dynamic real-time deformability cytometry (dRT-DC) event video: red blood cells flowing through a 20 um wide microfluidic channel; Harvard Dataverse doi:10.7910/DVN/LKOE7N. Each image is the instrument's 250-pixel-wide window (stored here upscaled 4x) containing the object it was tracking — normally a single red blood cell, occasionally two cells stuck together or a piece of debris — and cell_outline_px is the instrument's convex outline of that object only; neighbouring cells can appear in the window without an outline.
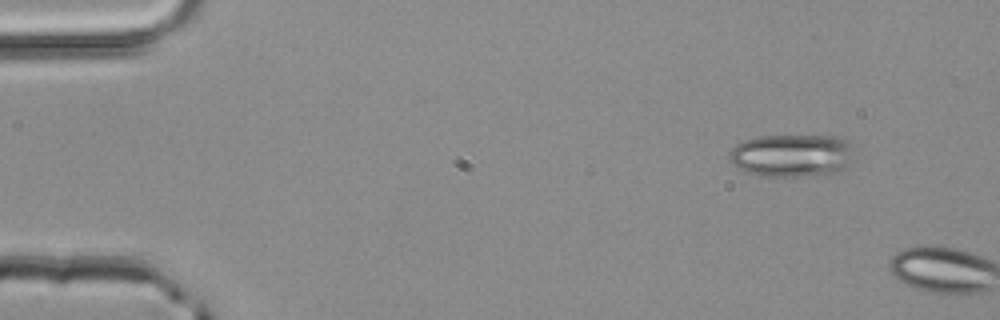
{"species": "common noctule bat (a hibernating species)", "species_latin": "Nyctalus noctula", "temperature_condition": "room temperature", "stored_images_in_passage": 2, "camera_frame_rate_fps": 3000, "um_per_image_px": 0.085, "animal": {"sex": "male", "body_mass_g": 20.4}, "frame": {"image": 1, "passage_image": 1, "time_ms": 0.0, "image_size_px": [1000, 320], "cell_outline_px": [[852, 144], [848, 164], [840, 172], [828, 176], [764, 176], [744, 172], [736, 168], [728, 156], [728, 152], [736, 144], [744, 140], [760, 136], [840, 136], [848, 140]], "centroid_in_image_um": [67.3, 13.23], "position_along_channel_um": 17.7, "area_um2": 31.56}}